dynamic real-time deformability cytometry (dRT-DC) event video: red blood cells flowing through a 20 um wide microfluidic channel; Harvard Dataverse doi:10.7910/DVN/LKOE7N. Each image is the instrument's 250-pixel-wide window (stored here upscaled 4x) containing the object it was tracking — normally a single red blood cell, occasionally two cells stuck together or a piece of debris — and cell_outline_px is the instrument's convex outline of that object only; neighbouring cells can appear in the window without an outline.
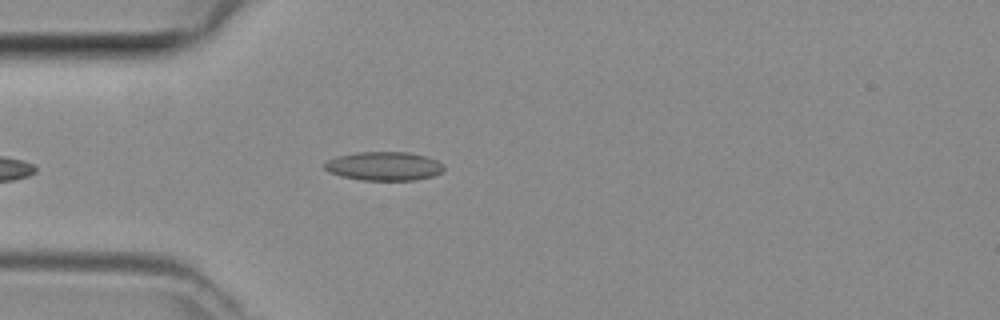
{"species": "common noctule bat (a hibernating species)", "species_latin": "Nyctalus noctula", "temperature_condition": "room temperature", "stored_images_in_passage": 5, "camera_frame_rate_fps": 3000, "um_per_image_px": 0.085, "animal": {"sex": "female", "body_mass_g": 29.2, "forearm_length_mm": 56.3}, "frame": {"image": 1, "passage_image": 5, "time_ms": 1.333, "image_size_px": [1000, 320], "cell_outline_px": [[444, 168], [440, 172], [432, 176], [416, 180], [360, 180], [340, 176], [328, 172], [324, 168], [324, 164], [328, 160], [336, 156], [356, 152], [408, 152], [424, 156], [436, 160], [444, 164]], "centroid_in_image_um": [32.6, 14.12], "position_along_channel_um": 52.4, "area_um2": 20.06}}